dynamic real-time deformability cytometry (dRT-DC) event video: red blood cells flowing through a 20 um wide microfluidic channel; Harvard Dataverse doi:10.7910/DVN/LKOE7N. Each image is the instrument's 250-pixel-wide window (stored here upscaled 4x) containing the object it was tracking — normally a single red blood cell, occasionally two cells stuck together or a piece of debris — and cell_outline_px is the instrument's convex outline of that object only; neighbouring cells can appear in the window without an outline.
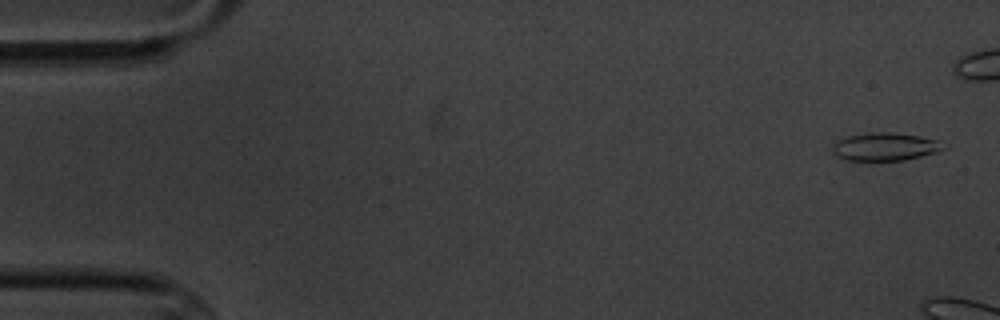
{"species": "common noctule bat (a hibernating species)", "species_latin": "Nyctalus noctula", "temperature_condition": "cold", "stored_images_in_passage": 3, "camera_frame_rate_fps": 3000, "um_per_image_px": 0.085, "animal": {"sex": "male", "body_mass_g": 20.1, "forearm_length_mm": 53.5}, "frame": {"image": 1, "passage_image": 1, "time_ms": 0.0, "image_size_px": [1000, 320], "cell_outline_px": [[948, 148], [936, 152], [904, 160], [844, 160], [832, 148], [840, 140], [848, 136], [868, 132], [892, 132], [920, 136], [936, 140], [948, 144]], "centroid_in_image_um": [75.33, 12.46], "position_along_channel_um": 9.7, "area_um2": 17.86}}